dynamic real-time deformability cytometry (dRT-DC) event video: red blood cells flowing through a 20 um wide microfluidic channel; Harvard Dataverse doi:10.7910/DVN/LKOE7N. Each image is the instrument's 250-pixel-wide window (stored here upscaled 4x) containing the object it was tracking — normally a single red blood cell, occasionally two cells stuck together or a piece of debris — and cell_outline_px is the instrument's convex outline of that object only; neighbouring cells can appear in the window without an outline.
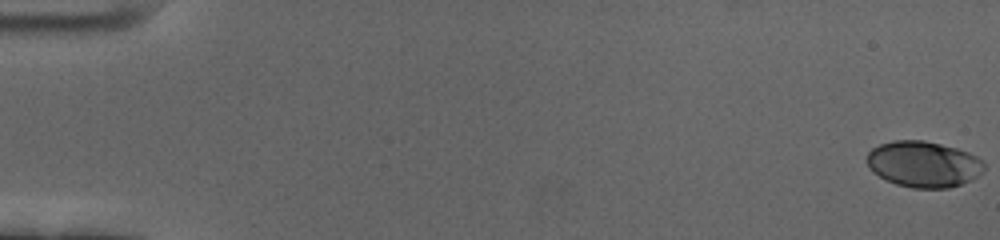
{"species": "human", "species_latin": "Homo sapiens", "temperature_condition": "cold", "stored_images_in_passage": 60, "camera_frame_rate_fps": 3000, "um_per_image_px": 0.085, "donor": {"sex": "female"}, "frame": {"image": 1, "passage_image": 1, "time_ms": 0.0, "image_size_px": [1000, 240], "cell_outline_px": [[984, 168], [972, 180], [948, 188], [912, 188], [896, 184], [872, 172], [868, 164], [868, 152], [872, 148], [880, 144], [892, 140], [924, 140], [956, 148], [968, 152], [984, 160]], "centroid_in_image_um": [78.5, 13.95], "position_along_channel_um": 6.5, "area_um2": 31.33}}
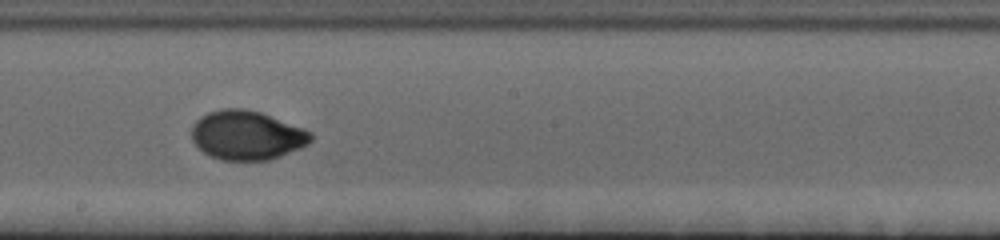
{"frame": {"image": 2, "passage_image": 35, "time_ms": 11.333, "image_size_px": [1000, 240], "cell_outline_px": [[312, 140], [308, 144], [300, 148], [280, 156], [268, 160], [220, 160], [208, 156], [192, 140], [192, 124], [200, 116], [208, 112], [220, 108], [244, 108], [260, 112], [304, 128], [312, 132]], "centroid_in_image_um": [20.97, 11.49], "position_along_channel_um": 227.2, "area_um2": 34.33}}
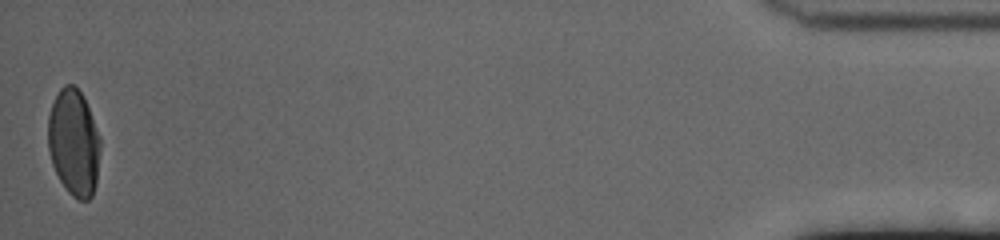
{"frame": {"image": 3, "passage_image": 60, "time_ms": 19.667, "image_size_px": [1000, 240], "cell_outline_px": [[100, 152], [96, 184], [92, 196], [88, 200], [80, 200], [72, 196], [68, 192], [60, 180], [52, 164], [48, 148], [48, 116], [52, 104], [60, 88], [64, 84], [72, 84], [80, 92], [88, 108], [100, 136]], "centroid_in_image_um": [6.27, 12.14], "position_along_channel_um": 428.9, "area_um2": 32.37}, "authors_computed_cell_mechanics": {"area_um2": 32.7148, "velocity_mm_per_s": 3.4444, "shape_relaxation_time_tau1_ms": 5.2879, "shape_relaxation_time_tau2_ms": null, "deformation_change_tau1": 0.1853, "deformation_change_tau2": null}}